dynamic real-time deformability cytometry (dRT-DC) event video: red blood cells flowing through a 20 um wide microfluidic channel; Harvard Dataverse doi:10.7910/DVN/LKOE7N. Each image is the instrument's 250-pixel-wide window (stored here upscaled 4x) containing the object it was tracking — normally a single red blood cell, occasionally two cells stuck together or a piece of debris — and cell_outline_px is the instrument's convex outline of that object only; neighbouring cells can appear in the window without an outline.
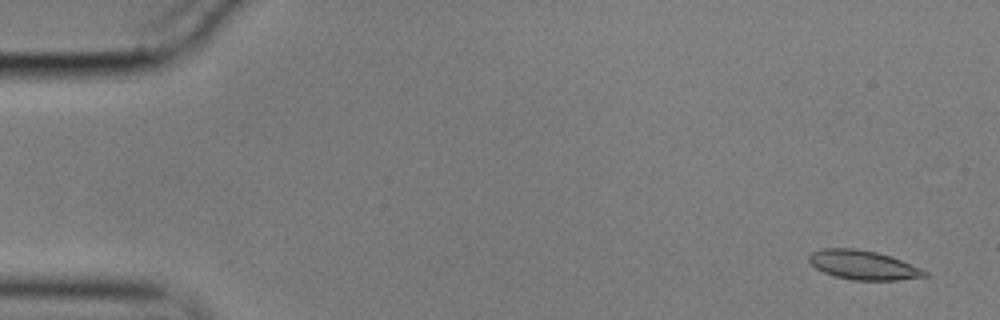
{"species": "common noctule bat (a hibernating species)", "species_latin": "Nyctalus noctula", "temperature_condition": "cold", "stored_images_in_passage": 56, "camera_frame_rate_fps": 3000, "um_per_image_px": 0.085, "animal": {"sex": "male", "body_mass_g": 17.9}, "frame": {"image": 1, "passage_image": 3, "time_ms": 0.667, "image_size_px": [1000, 320], "cell_outline_px": [[928, 276], [896, 280], [852, 280], [836, 276], [824, 272], [816, 268], [808, 260], [808, 256], [812, 252], [824, 248], [856, 248], [876, 252], [900, 260], [920, 268], [928, 272]], "centroid_in_image_um": [73.35, 22.52], "position_along_channel_um": 11.7, "area_um2": 19.42}}
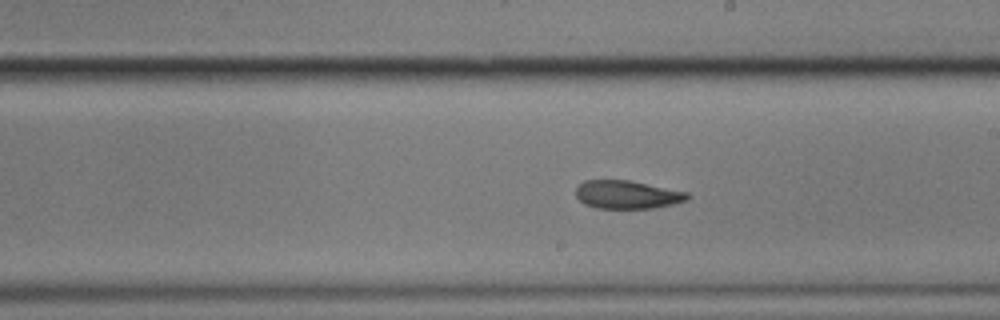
{"frame": {"image": 2, "passage_image": 32, "time_ms": 10.333, "image_size_px": [1000, 320], "cell_outline_px": [[692, 196], [688, 200], [672, 204], [652, 208], [596, 208], [584, 204], [576, 196], [576, 188], [584, 180], [628, 180], [688, 192]], "centroid_in_image_um": [53.32, 16.54], "position_along_channel_um": 235.7, "area_um2": 18.32}}
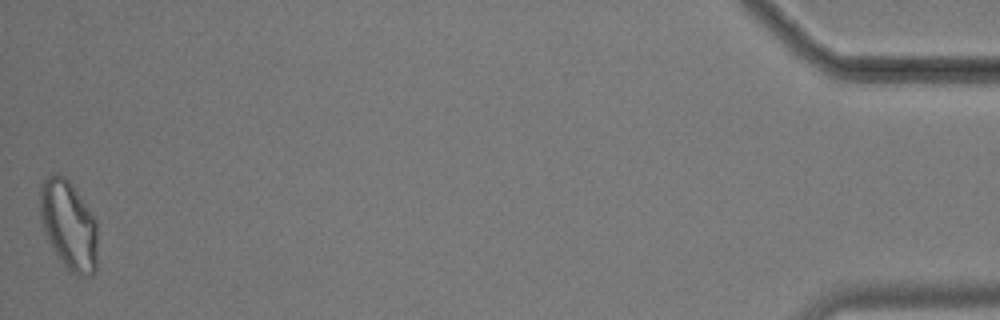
{"frame": {"image": 3, "passage_image": 56, "time_ms": 18.333, "image_size_px": [1000, 320], "cell_outline_px": [[96, 268], [92, 276], [76, 276], [64, 268], [56, 256], [48, 240], [40, 216], [40, 184], [52, 172], [56, 172], [64, 176], [72, 184], [96, 220]], "centroid_in_image_um": [5.82, 19.15], "position_along_channel_um": 429.4, "area_um2": 30.11}, "authors_computed_cell_mechanics": {"area_um2": 19.2185, "velocity_mm_per_s": 3.5633, "shape_relaxation_time_tau1_ms": 9.0189, "shape_relaxation_time_tau2_ms": 4.4785, "deformation_change_tau1": 0.2002, "deformation_change_tau2": 0.1117}}